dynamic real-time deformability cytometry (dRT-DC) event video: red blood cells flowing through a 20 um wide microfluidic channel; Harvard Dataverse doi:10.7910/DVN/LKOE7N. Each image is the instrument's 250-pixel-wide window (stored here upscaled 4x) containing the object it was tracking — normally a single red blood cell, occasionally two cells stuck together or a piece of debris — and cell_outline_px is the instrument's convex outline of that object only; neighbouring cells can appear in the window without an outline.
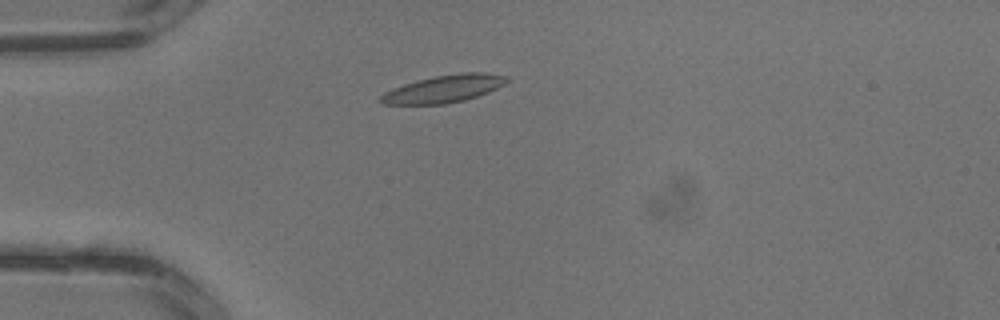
{"species": "common noctule bat (a hibernating species)", "species_latin": "Nyctalus noctula", "temperature_condition": "warm", "stored_images_in_passage": 2, "camera_frame_rate_fps": 3000, "um_per_image_px": 0.085, "animal": {"sex": "male", "body_mass_g": 13.3}, "frame": {"image": 1, "passage_image": 2, "time_ms": 0.333, "image_size_px": [1000, 320], "cell_outline_px": [[508, 80], [504, 84], [488, 92], [464, 100], [444, 104], [380, 104], [376, 100], [384, 92], [392, 88], [416, 80], [436, 76], [464, 72], [484, 72], [508, 76]], "centroid_in_image_um": [37.68, 7.55], "position_along_channel_um": 47.3, "area_um2": 20.17}}